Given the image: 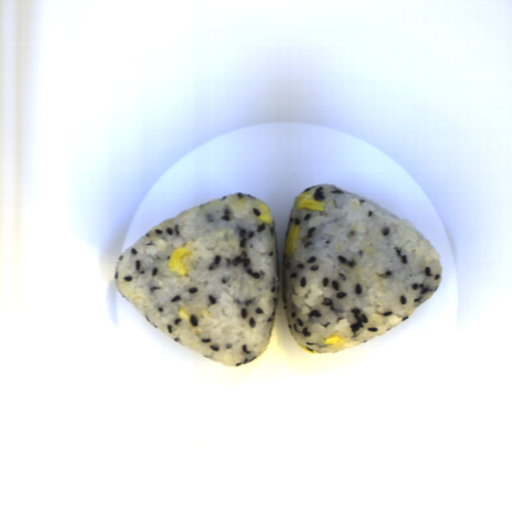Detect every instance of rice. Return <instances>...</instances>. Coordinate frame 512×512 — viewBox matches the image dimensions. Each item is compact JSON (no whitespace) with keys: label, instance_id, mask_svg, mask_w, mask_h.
<instances>
[{"label":"rice","instance_id":"1","mask_svg":"<svg viewBox=\"0 0 512 512\" xmlns=\"http://www.w3.org/2000/svg\"><path fill=\"white\" fill-rule=\"evenodd\" d=\"M262 203L238 192L163 220L117 257V290L200 355L229 367L254 361L271 343L281 288L275 223L258 219ZM180 247L193 253L182 277L168 268Z\"/></svg>","mask_w":512,"mask_h":512},{"label":"rice","instance_id":"2","mask_svg":"<svg viewBox=\"0 0 512 512\" xmlns=\"http://www.w3.org/2000/svg\"><path fill=\"white\" fill-rule=\"evenodd\" d=\"M308 192L324 211L298 210L296 249L283 251L281 297L286 323L301 347L338 353L399 325L438 289L441 256L411 223L334 184ZM337 333L343 347L324 339Z\"/></svg>","mask_w":512,"mask_h":512}]
</instances>
